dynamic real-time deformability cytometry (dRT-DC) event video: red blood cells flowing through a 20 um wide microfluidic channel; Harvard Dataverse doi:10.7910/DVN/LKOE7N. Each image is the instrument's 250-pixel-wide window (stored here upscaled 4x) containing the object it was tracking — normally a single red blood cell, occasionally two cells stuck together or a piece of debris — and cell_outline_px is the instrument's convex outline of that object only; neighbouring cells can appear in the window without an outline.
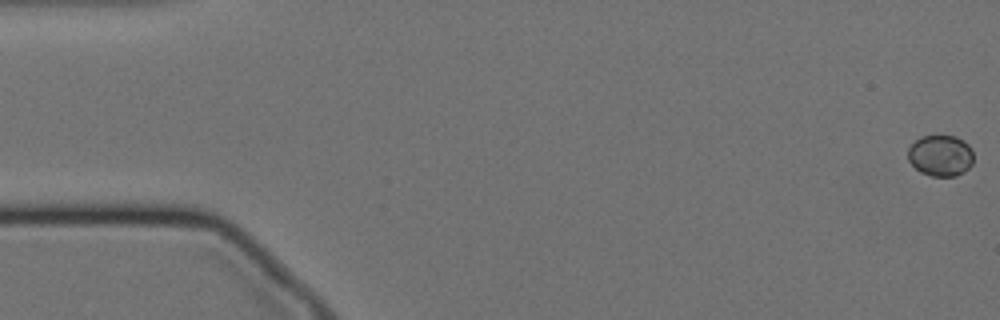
{"species": "Egyptian fruit bat (a non-hibernating species)", "species_latin": "Rousettus aegyptiacus", "temperature_condition": "cold", "stored_images_in_passage": 6, "camera_frame_rate_fps": 3000, "um_per_image_px": 0.085, "animal": {"sex": "female"}, "frame": {"image": 1, "passage_image": 1, "time_ms": 0.0, "image_size_px": [1000, 320], "cell_outline_px": [[972, 164], [964, 172], [956, 176], [932, 176], [920, 172], [908, 160], [908, 148], [920, 136], [956, 136], [968, 144], [972, 152]], "centroid_in_image_um": [79.93, 13.23], "position_along_channel_um": 5.1, "area_um2": 15.66}}